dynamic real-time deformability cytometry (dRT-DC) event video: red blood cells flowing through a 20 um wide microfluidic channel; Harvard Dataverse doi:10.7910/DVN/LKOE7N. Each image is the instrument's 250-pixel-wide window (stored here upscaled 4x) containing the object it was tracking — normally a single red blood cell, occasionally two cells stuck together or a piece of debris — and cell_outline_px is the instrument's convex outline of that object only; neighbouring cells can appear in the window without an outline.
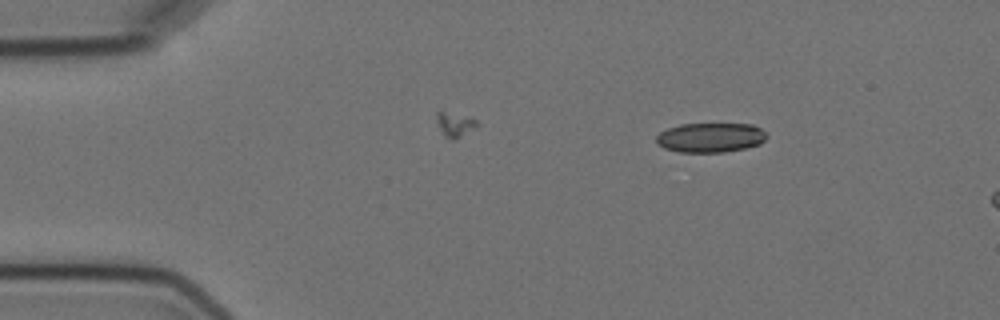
{"species": "Egyptian fruit bat (a non-hibernating species)", "species_latin": "Rousettus aegyptiacus", "temperature_condition": "cold", "stored_images_in_passage": 3, "camera_frame_rate_fps": 3000, "um_per_image_px": 0.085, "animal": {"sex": "female"}, "frame": {"image": 1, "passage_image": 1, "time_ms": 0.0, "image_size_px": [1000, 320], "cell_outline_px": [[768, 136], [760, 144], [744, 148], [724, 152], [680, 152], [664, 148], [656, 144], [656, 136], [660, 132], [668, 128], [680, 124], [752, 124], [760, 128]], "centroid_in_image_um": [60.37, 11.69], "position_along_channel_um": 24.6, "area_um2": 19.02}}